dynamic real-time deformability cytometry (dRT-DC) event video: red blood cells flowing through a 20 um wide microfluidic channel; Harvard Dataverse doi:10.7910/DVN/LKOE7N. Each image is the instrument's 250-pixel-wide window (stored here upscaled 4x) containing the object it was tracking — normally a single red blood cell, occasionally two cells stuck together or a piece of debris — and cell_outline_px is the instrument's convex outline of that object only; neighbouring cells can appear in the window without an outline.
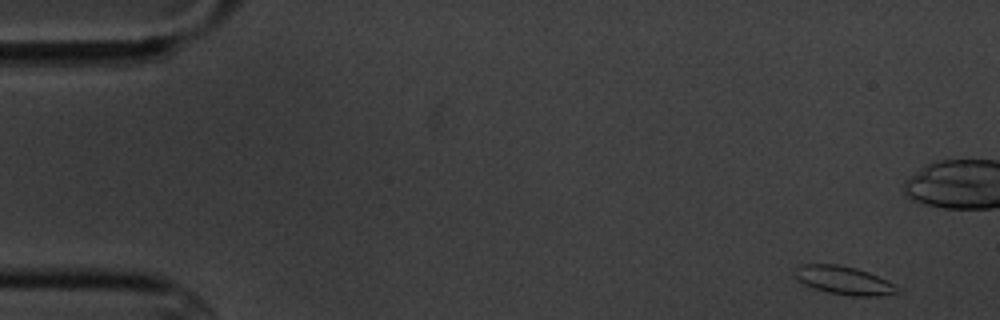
{"species": "common noctule bat (a hibernating species)", "species_latin": "Nyctalus noctula", "temperature_condition": "cold", "stored_images_in_passage": 6, "camera_frame_rate_fps": 3000, "um_per_image_px": 0.085, "animal": {"sex": "male", "body_mass_g": 20.1, "forearm_length_mm": 53.5}, "frame": {"image": 1, "passage_image": 1, "time_ms": 0.0, "image_size_px": [1000, 320], "cell_outline_px": [[896, 292], [880, 296], [852, 296], [828, 292], [804, 284], [796, 280], [796, 268], [800, 264], [836, 264], [856, 268], [868, 272], [892, 284]], "centroid_in_image_um": [71.64, 23.82], "position_along_channel_um": 13.4, "area_um2": 16.36}}